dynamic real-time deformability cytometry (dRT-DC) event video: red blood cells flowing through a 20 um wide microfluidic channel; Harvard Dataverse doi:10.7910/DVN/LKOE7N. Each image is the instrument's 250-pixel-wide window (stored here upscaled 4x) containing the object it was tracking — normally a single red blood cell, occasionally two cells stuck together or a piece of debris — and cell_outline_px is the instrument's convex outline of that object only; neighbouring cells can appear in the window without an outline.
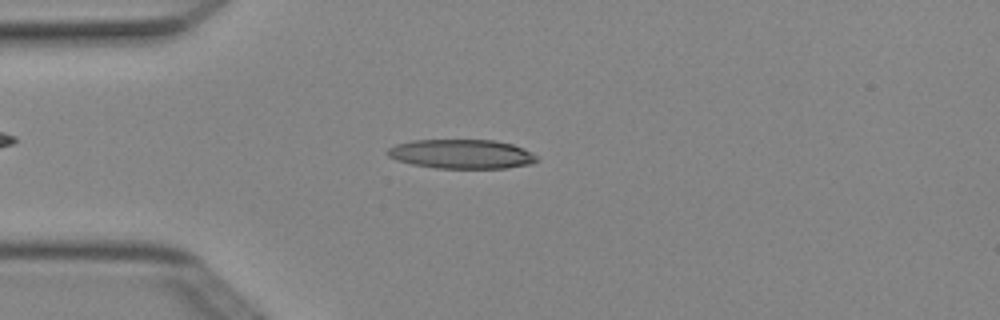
{"species": "Egyptian fruit bat (a non-hibernating species)", "species_latin": "Rousettus aegyptiacus", "temperature_condition": "cold", "stored_images_in_passage": 3, "camera_frame_rate_fps": 3000, "um_per_image_px": 0.085, "animal": {"sex": "female"}, "frame": {"image": 1, "passage_image": 3, "time_ms": 0.667, "image_size_px": [1000, 320], "cell_outline_px": [[540, 160], [532, 164], [508, 168], [436, 168], [412, 164], [396, 160], [388, 156], [384, 152], [388, 148], [396, 144], [412, 140], [496, 140], [512, 144], [524, 148], [532, 152]], "centroid_in_image_um": [39.25, 13.09], "position_along_channel_um": 45.8, "area_um2": 25.72}}